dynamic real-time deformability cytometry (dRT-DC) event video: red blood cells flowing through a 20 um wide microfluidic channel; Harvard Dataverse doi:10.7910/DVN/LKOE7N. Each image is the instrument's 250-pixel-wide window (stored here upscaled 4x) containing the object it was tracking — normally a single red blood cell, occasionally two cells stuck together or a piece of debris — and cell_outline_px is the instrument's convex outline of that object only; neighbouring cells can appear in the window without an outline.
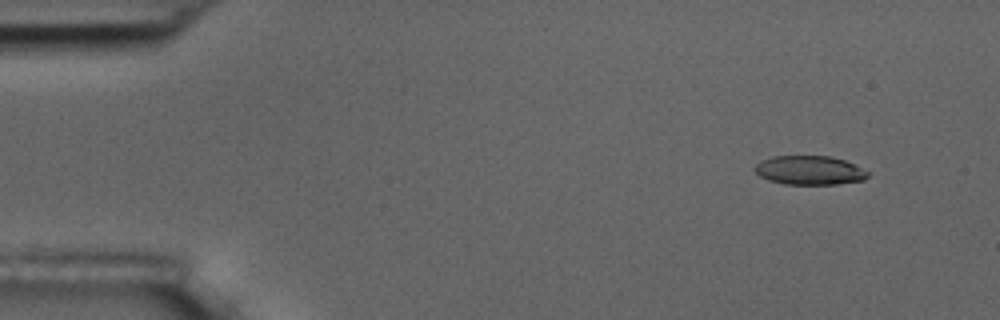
{"species": "common noctule bat (a hibernating species)", "species_latin": "Nyctalus noctula", "temperature_condition": "room temperature", "stored_images_in_passage": 5, "camera_frame_rate_fps": 3000, "um_per_image_px": 0.085, "animal": {"sex": "male", "body_mass_g": 17.5, "forearm_length_mm": 52.3}, "frame": {"image": 1, "passage_image": 2, "time_ms": 1.0, "image_size_px": [1000, 320], "cell_outline_px": [[868, 176], [864, 180], [836, 184], [784, 184], [768, 180], [760, 176], [756, 172], [756, 164], [760, 160], [772, 156], [832, 156], [844, 160], [868, 172]], "centroid_in_image_um": [68.78, 14.47], "position_along_channel_um": 16.2, "area_um2": 18.96}}